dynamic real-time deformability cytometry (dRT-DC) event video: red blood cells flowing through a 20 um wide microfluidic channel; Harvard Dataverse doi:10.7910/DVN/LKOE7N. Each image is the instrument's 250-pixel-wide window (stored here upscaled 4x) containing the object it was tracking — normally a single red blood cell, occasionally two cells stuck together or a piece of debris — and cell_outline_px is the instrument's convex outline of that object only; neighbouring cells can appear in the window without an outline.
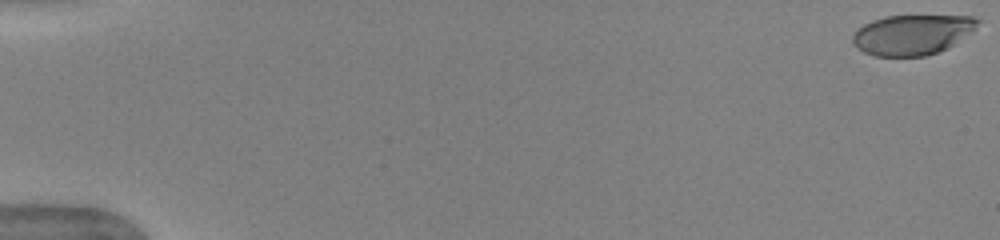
{"species": "human", "species_latin": "Homo sapiens", "temperature_condition": "warm", "stored_images_in_passage": 52, "camera_frame_rate_fps": 3000, "um_per_image_px": 0.085, "donor": {"sex": "female"}, "frame": {"image": 1, "passage_image": 1, "time_ms": 0.0, "image_size_px": [1000, 240], "cell_outline_px": [[980, 20], [972, 28], [952, 44], [936, 52], [924, 56], [876, 56], [864, 52], [856, 48], [852, 44], [852, 36], [864, 24], [872, 20], [884, 16], [972, 16]], "centroid_in_image_um": [77.43, 2.94], "position_along_channel_um": 7.6, "area_um2": 28.5}}
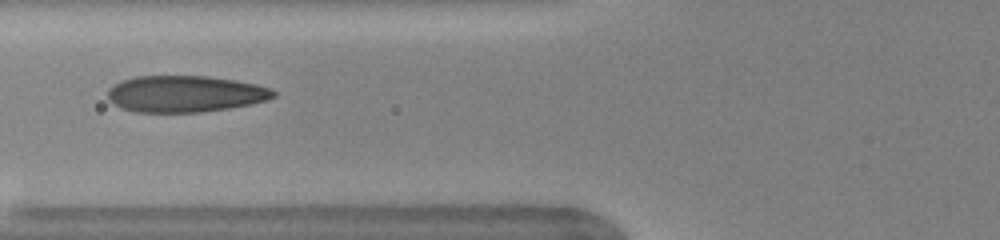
{"frame": {"image": 2, "passage_image": 22, "time_ms": 7.0, "image_size_px": [1000, 240], "cell_outline_px": [[276, 96], [264, 100], [248, 104], [228, 108], [200, 112], [136, 112], [120, 108], [108, 100], [108, 88], [120, 80], [136, 76], [204, 76], [236, 80], [256, 84], [272, 88], [276, 92]], "centroid_in_image_um": [15.69, 7.97], "position_along_channel_um": 110.1, "area_um2": 35.32}}
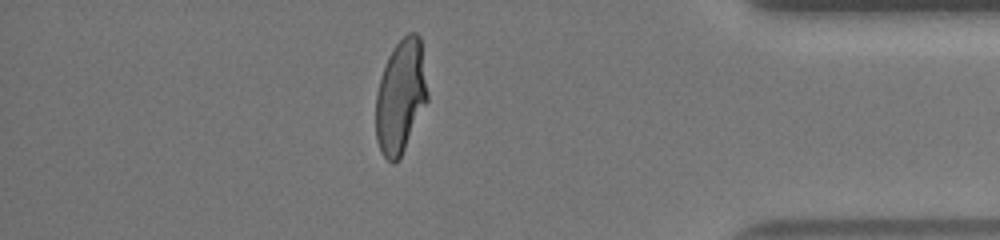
{"frame": {"image": 3, "passage_image": 46, "time_ms": 15.0, "image_size_px": [1000, 240], "cell_outline_px": [[428, 100], [400, 156], [392, 164], [380, 152], [376, 140], [376, 92], [388, 56], [396, 44], [408, 32], [416, 32], [420, 36], [428, 92]], "centroid_in_image_um": [34.05, 8.18], "position_along_channel_um": 401.1, "area_um2": 33.93}, "authors_computed_cell_mechanics": {"area_um2": 34.391, "velocity_mm_per_s": 3.9767, "shape_relaxation_time_tau1_ms": 3.5129, "shape_relaxation_time_tau2_ms": null, "deformation_change_tau1": 0.2133, "deformation_change_tau2": null}}